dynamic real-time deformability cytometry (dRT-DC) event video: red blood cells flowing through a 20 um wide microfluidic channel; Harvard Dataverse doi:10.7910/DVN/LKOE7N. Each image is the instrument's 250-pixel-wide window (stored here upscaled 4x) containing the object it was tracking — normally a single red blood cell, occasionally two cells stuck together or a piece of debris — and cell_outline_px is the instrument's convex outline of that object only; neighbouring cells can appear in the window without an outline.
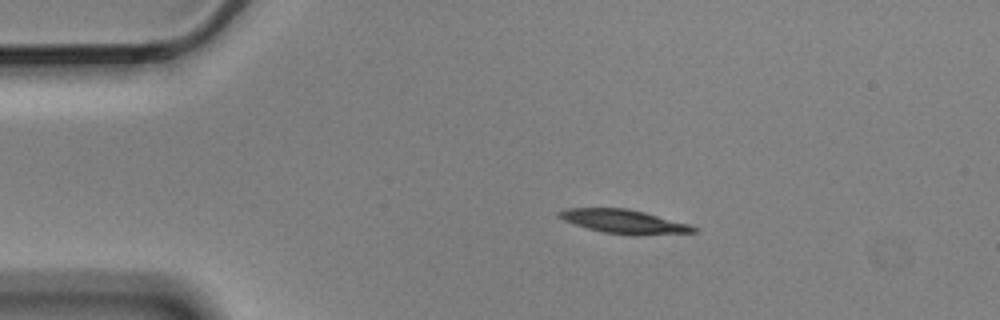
{"species": "Egyptian fruit bat (a non-hibernating species)", "species_latin": "Rousettus aegyptiacus", "temperature_condition": "cold", "stored_images_in_passage": 5, "camera_frame_rate_fps": 3000, "um_per_image_px": 0.085, "animal": {"sex": "male"}, "frame": {"image": 1, "passage_image": 1, "time_ms": 0.0, "image_size_px": [1000, 320], "cell_outline_px": [[700, 228], [696, 232], [640, 236], [632, 236], [604, 232], [588, 228], [564, 220], [556, 216], [556, 212], [568, 208], [624, 208], [644, 212], [688, 224]], "centroid_in_image_um": [53.06, 18.84], "position_along_channel_um": 31.9, "area_um2": 18.73}}
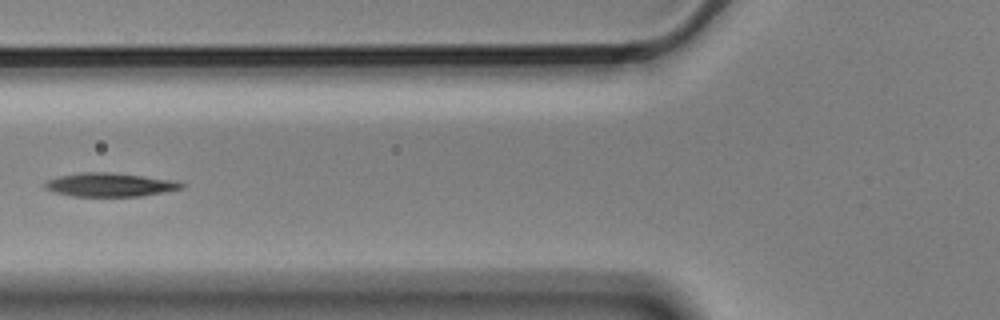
{"frame": {"image": 2, "passage_image": 4, "time_ms": 1.0, "image_size_px": [1000, 320], "cell_outline_px": [[184, 188], [140, 196], [72, 196], [56, 192], [44, 188], [44, 184], [48, 180], [60, 176], [80, 172], [108, 172], [176, 180], [184, 184]], "centroid_in_image_um": [9.35, 15.7], "position_along_channel_um": 116.5, "area_um2": 18.61}}
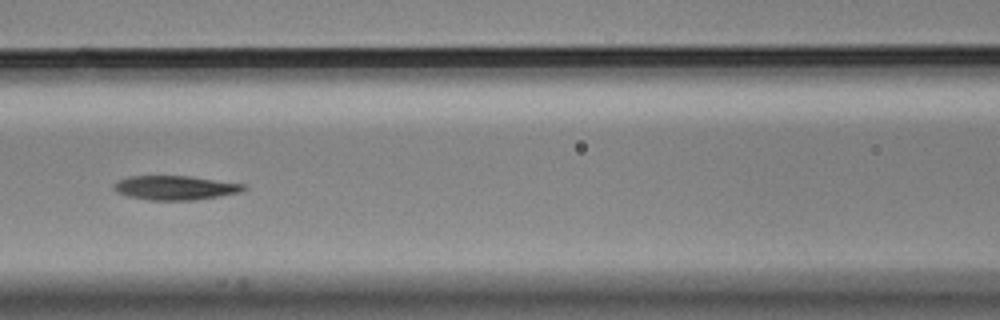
{"frame": {"image": 3, "passage_image": 5, "time_ms": 1.333, "image_size_px": [1000, 320], "cell_outline_px": [[248, 188], [240, 192], [196, 200], [148, 200], [128, 196], [116, 192], [112, 188], [112, 184], [116, 180], [128, 176], [192, 176], [244, 184]], "centroid_in_image_um": [14.84, 15.95], "position_along_channel_um": 151.8, "area_um2": 18.5}}